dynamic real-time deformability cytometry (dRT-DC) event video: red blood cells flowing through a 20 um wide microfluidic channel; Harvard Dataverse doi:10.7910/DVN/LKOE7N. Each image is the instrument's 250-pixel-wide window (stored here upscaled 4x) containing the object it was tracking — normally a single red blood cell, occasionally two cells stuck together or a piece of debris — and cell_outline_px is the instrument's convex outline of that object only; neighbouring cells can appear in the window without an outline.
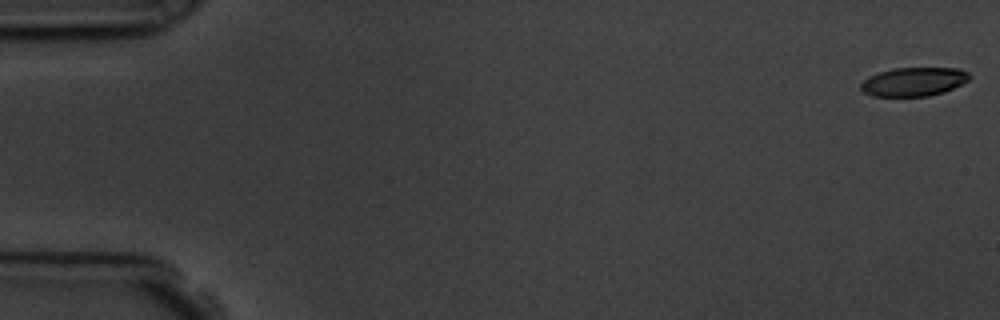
{"species": "common noctule bat (a hibernating species)", "species_latin": "Nyctalus noctula", "temperature_condition": "room temperature", "stored_images_in_passage": 57, "camera_frame_rate_fps": 3000, "um_per_image_px": 0.085, "animal": {"sex": "male", "body_mass_g": 19.5, "forearm_length_mm": 54.6}, "frame": {"image": 1, "passage_image": 1, "time_ms": 0.0, "image_size_px": [1000, 320], "cell_outline_px": [[972, 76], [968, 80], [944, 92], [928, 96], [872, 96], [864, 92], [860, 88], [860, 84], [868, 76], [892, 68], [960, 68], [968, 72]], "centroid_in_image_um": [77.66, 6.94], "position_along_channel_um": 7.3, "area_um2": 18.21}}
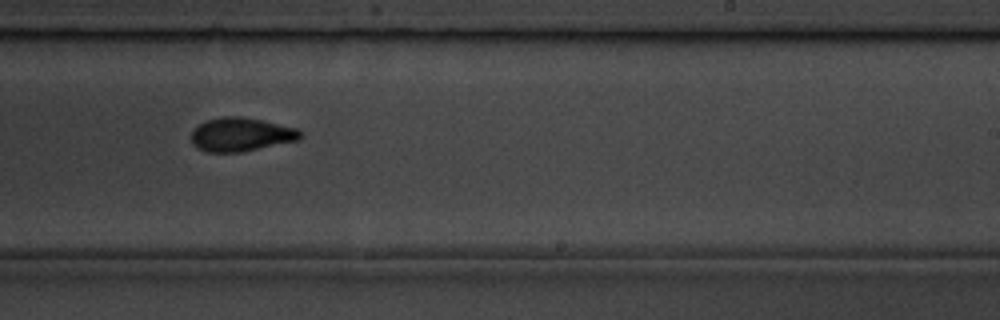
{"frame": {"image": 2, "passage_image": 35, "time_ms": 11.333, "image_size_px": [1000, 320], "cell_outline_px": [[304, 136], [300, 140], [240, 152], [204, 152], [196, 148], [192, 144], [192, 132], [204, 120], [220, 116], [240, 116], [264, 120], [296, 128]], "centroid_in_image_um": [20.48, 11.43], "position_along_channel_um": 268.5, "area_um2": 21.62}}
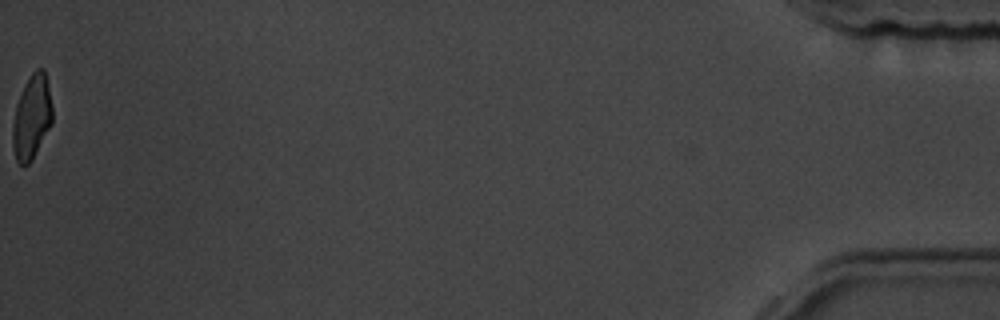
{"frame": {"image": 3, "passage_image": 57, "time_ms": 18.667, "image_size_px": [1000, 320], "cell_outline_px": [[52, 124], [32, 160], [24, 168], [16, 160], [12, 144], [12, 124], [16, 104], [32, 72], [36, 68], [44, 68], [48, 84], [52, 104]], "centroid_in_image_um": [2.7, 9.99], "position_along_channel_um": 432.5, "area_um2": 19.54}, "authors_computed_cell_mechanics": {"area_um2": 20.808, "velocity_mm_per_s": 3.6238, "shape_relaxation_time_tau1_ms": 3.2435, "shape_relaxation_time_tau2_ms": 1.4674, "deformation_change_tau1": 0.1622, "deformation_change_tau2": 0.0803}}